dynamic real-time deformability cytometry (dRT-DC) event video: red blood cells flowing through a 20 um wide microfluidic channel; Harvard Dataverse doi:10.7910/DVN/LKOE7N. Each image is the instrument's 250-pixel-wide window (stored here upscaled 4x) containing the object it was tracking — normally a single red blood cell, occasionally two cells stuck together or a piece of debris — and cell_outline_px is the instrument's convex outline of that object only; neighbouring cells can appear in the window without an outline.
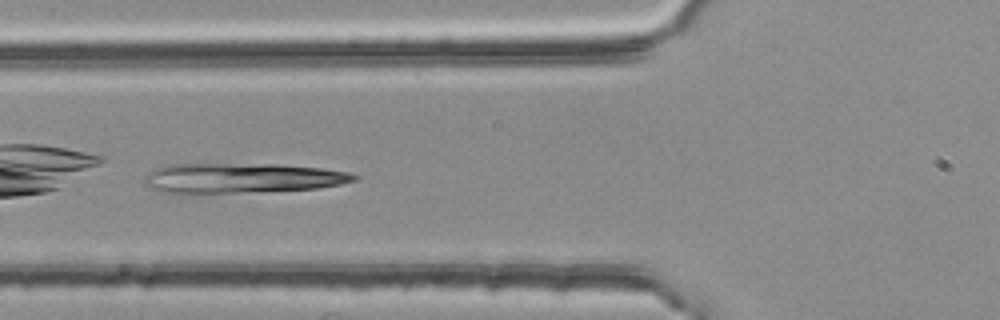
{"species": "common noctule bat (a hibernating species)", "species_latin": "Nyctalus noctula", "temperature_condition": "room temperature", "stored_images_in_passage": 34, "camera_frame_rate_fps": 3000, "um_per_image_px": 0.085, "animal": {"sex": "female", "body_mass_g": 25.1}, "frame": {"image": 1, "passage_image": 5, "time_ms": 1.333, "image_size_px": [1000, 320], "cell_outline_px": [[360, 176], [356, 180], [340, 184], [320, 188], [176, 196], [160, 192], [144, 184], [144, 176], [156, 168], [168, 164], [276, 164], [324, 168], [348, 172]], "centroid_in_image_um": [20.46, 15.16], "position_along_channel_um": 105.3, "area_um2": 37.57}}
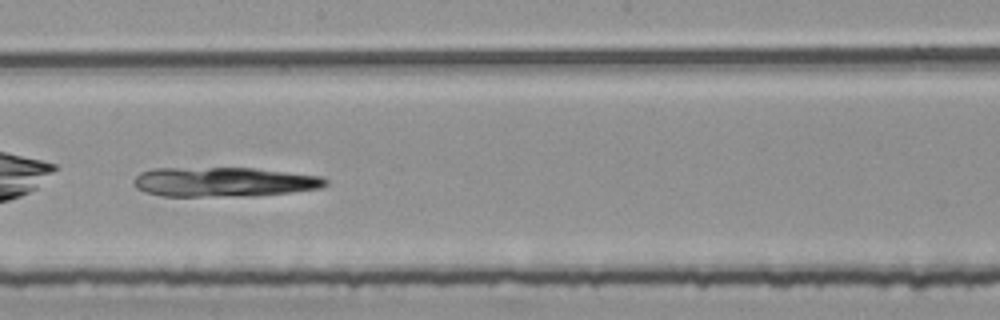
{"frame": {"image": 2, "passage_image": 15, "time_ms": 4.667, "image_size_px": [1000, 320], "cell_outline_px": [[328, 184], [320, 188], [256, 196], [160, 196], [144, 192], [136, 188], [132, 180], [140, 172], [152, 168], [252, 168], [320, 176], [328, 180]], "centroid_in_image_um": [18.97, 15.47], "position_along_channel_um": 229.2, "area_um2": 33.12}}
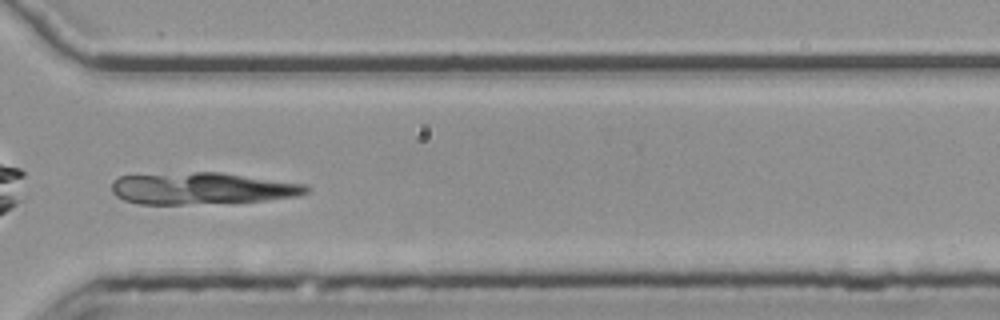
{"frame": {"image": 3, "passage_image": 25, "time_ms": 8.0, "image_size_px": [1000, 320], "cell_outline_px": [[312, 192], [300, 196], [264, 200], [180, 204], [140, 204], [124, 200], [116, 196], [112, 192], [112, 180], [120, 176], [196, 172], [220, 172], [308, 184], [312, 188]], "centroid_in_image_um": [17.24, 16.01], "position_along_channel_um": 353.4, "area_um2": 36.07}}